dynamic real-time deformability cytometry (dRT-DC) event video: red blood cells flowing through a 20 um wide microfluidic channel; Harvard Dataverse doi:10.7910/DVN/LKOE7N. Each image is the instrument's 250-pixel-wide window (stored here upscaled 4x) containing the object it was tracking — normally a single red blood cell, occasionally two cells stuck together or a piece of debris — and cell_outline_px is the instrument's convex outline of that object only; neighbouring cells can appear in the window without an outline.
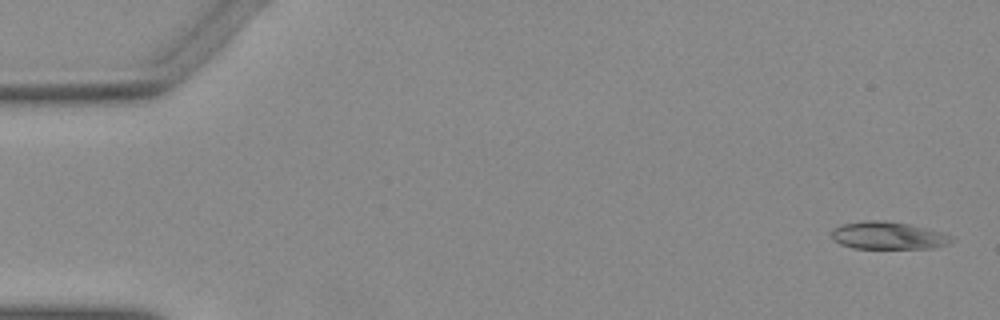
{"species": "Egyptian fruit bat (a non-hibernating species)", "species_latin": "Rousettus aegyptiacus", "temperature_condition": "warm", "stored_images_in_passage": 52, "camera_frame_rate_fps": 3000, "um_per_image_px": 0.085, "animal": {"sex": "female"}, "frame": {"image": 1, "passage_image": 1, "time_ms": 0.0, "image_size_px": [1000, 320], "cell_outline_px": [[956, 240], [948, 244], [932, 248], [852, 248], [840, 244], [832, 240], [832, 228], [840, 224], [864, 220], [884, 220], [908, 224], [944, 232], [952, 236]], "centroid_in_image_um": [75.48, 20.01], "position_along_channel_um": 9.5, "area_um2": 19.54}}
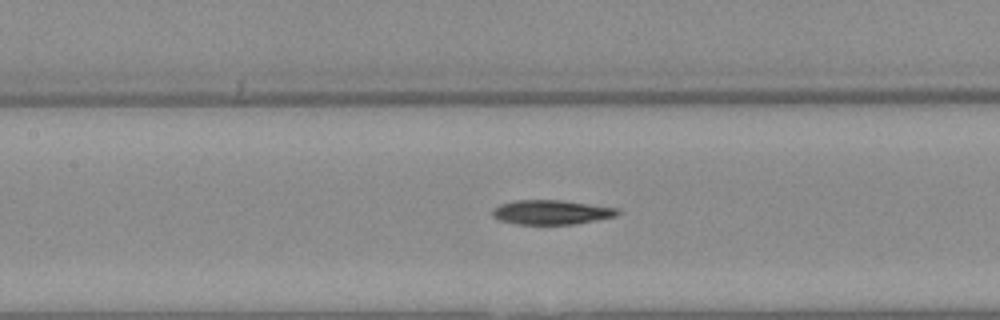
{"frame": {"image": 2, "passage_image": 23, "time_ms": 7.333, "image_size_px": [1000, 320], "cell_outline_px": [[620, 212], [616, 216], [576, 224], [516, 224], [500, 220], [492, 216], [492, 208], [500, 204], [516, 200], [560, 200], [616, 208]], "centroid_in_image_um": [46.82, 18.04], "position_along_channel_um": 160.6, "area_um2": 17.69}}
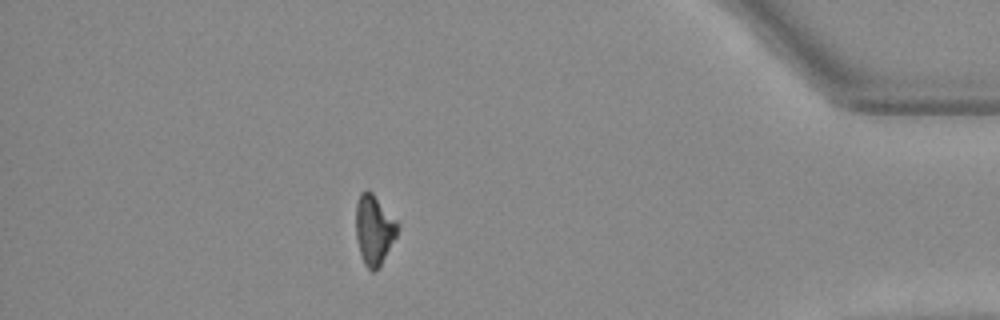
{"frame": {"image": 3, "passage_image": 45, "time_ms": 14.667, "image_size_px": [1000, 320], "cell_outline_px": [[400, 228], [396, 236], [380, 264], [372, 272], [364, 264], [360, 252], [356, 236], [356, 204], [360, 192], [368, 188], [372, 192], [400, 224]], "centroid_in_image_um": [31.79, 19.47], "position_along_channel_um": 403.4, "area_um2": 16.82}}